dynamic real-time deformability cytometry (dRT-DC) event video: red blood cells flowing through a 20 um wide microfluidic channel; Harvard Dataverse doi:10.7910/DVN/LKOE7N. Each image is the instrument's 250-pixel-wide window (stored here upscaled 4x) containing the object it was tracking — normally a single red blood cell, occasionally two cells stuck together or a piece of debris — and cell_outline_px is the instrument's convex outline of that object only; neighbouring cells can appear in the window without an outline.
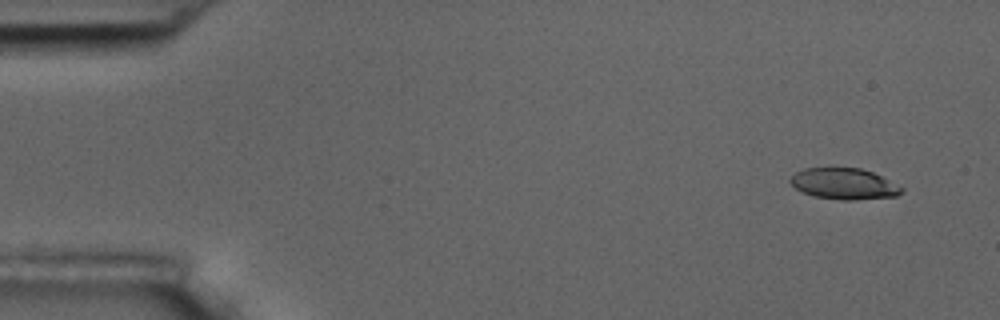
{"species": "common noctule bat (a hibernating species)", "species_latin": "Nyctalus noctula", "temperature_condition": "room temperature", "stored_images_in_passage": 5, "camera_frame_rate_fps": 3000, "um_per_image_px": 0.085, "animal": {"sex": "male", "body_mass_g": 17.5, "forearm_length_mm": 52.3}, "frame": {"image": 1, "passage_image": 1, "time_ms": 0.0, "image_size_px": [1000, 320], "cell_outline_px": [[904, 192], [896, 196], [856, 200], [844, 200], [816, 196], [804, 192], [796, 188], [788, 180], [796, 172], [804, 168], [860, 168], [872, 172], [904, 188]], "centroid_in_image_um": [71.76, 15.62], "position_along_channel_um": 13.2, "area_um2": 19.94}}
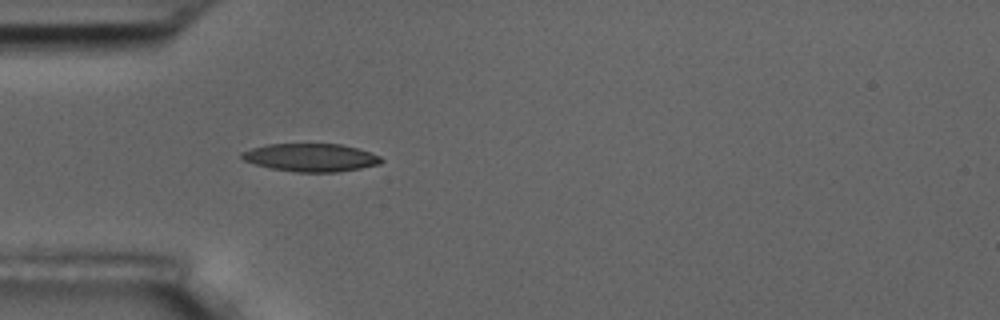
{"frame": {"image": 2, "passage_image": 5, "time_ms": 4.333, "image_size_px": [1000, 320], "cell_outline_px": [[384, 160], [380, 164], [360, 168], [336, 172], [296, 172], [268, 168], [244, 160], [240, 156], [240, 152], [252, 148], [268, 144], [340, 144], [356, 148], [380, 156]], "centroid_in_image_um": [26.4, 13.39], "position_along_channel_um": 58.6, "area_um2": 22.66}}